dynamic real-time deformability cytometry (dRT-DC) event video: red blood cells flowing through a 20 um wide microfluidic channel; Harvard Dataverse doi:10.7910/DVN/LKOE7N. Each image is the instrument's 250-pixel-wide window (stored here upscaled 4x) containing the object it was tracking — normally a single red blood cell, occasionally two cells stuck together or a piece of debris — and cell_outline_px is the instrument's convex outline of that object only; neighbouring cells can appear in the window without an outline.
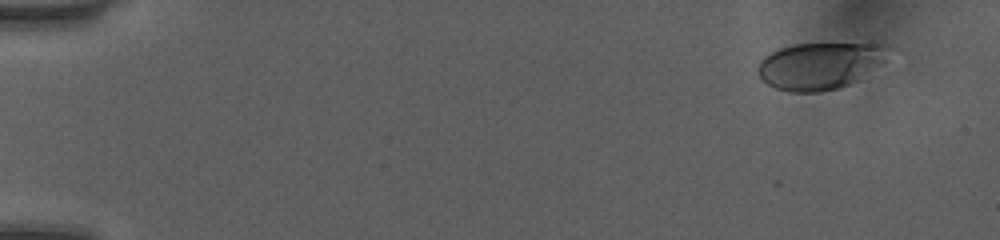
{"species": "human", "species_latin": "Homo sapiens", "temperature_condition": "room temperature", "stored_images_in_passage": 12, "camera_frame_rate_fps": 3000, "um_per_image_px": 0.085, "donor": {"sex": "female"}, "frame": {"image": 1, "passage_image": 1, "time_ms": 0.0, "image_size_px": [1000, 240], "cell_outline_px": [[892, 48], [884, 60], [856, 80], [848, 84], [836, 88], [820, 92], [792, 92], [776, 88], [768, 84], [756, 72], [756, 68], [760, 60], [764, 56], [780, 48], [792, 44], [880, 40], [892, 44]], "centroid_in_image_um": [69.78, 5.49], "position_along_channel_um": 15.2, "area_um2": 36.76}}
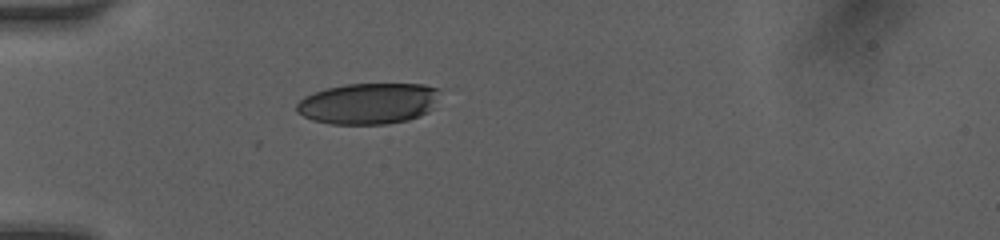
{"frame": {"image": 2, "passage_image": 9, "time_ms": 4.0, "image_size_px": [1000, 240], "cell_outline_px": [[440, 88], [428, 112], [420, 116], [408, 120], [388, 124], [332, 124], [312, 120], [296, 112], [296, 104], [304, 96], [324, 88], [348, 84], [424, 84]], "centroid_in_image_um": [31.26, 8.8], "position_along_channel_um": 53.7, "area_um2": 34.28}}
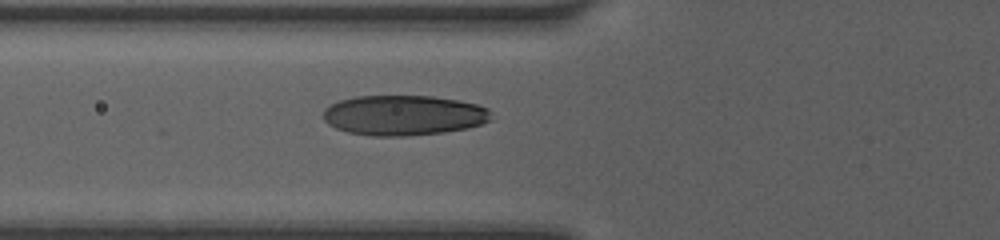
{"frame": {"image": 3, "passage_image": 12, "time_ms": 5.333, "image_size_px": [1000, 240], "cell_outline_px": [[492, 120], [468, 128], [444, 132], [404, 136], [372, 136], [348, 132], [336, 128], [328, 124], [320, 116], [324, 108], [340, 100], [356, 96], [432, 96], [456, 100], [476, 104], [488, 108], [492, 112]], "centroid_in_image_um": [34.3, 9.8], "position_along_channel_um": 91.5, "area_um2": 39.54}}